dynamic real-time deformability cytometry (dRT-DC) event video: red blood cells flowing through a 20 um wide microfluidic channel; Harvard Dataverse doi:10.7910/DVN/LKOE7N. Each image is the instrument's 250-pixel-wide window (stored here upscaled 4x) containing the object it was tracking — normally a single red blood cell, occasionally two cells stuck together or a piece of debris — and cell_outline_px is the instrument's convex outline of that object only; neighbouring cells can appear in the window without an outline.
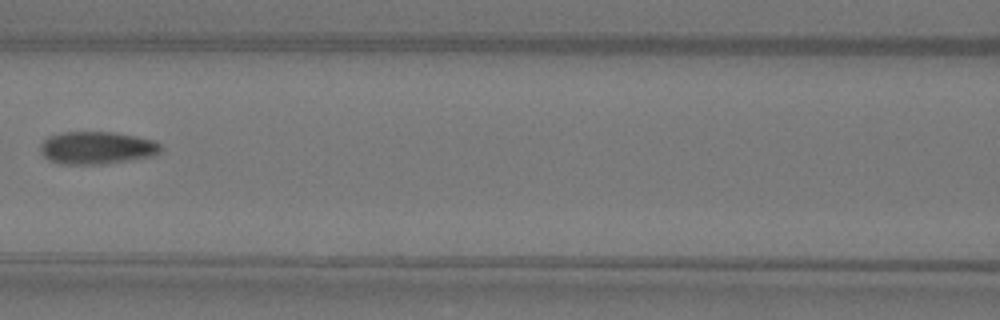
{"species": "Egyptian fruit bat (a non-hibernating species)", "species_latin": "Rousettus aegyptiacus", "temperature_condition": "warm", "stored_images_in_passage": 3, "camera_frame_rate_fps": 3000, "um_per_image_px": 0.085, "animal": {"sex": "female"}, "frame": {"image": 1, "passage_image": 3, "time_ms": 0.667, "image_size_px": [1000, 320], "cell_outline_px": [[160, 152], [152, 156], [104, 164], [60, 164], [48, 160], [40, 152], [40, 144], [48, 136], [64, 132], [116, 132], [136, 136], [152, 140], [160, 144]], "centroid_in_image_um": [8.19, 12.56], "position_along_channel_um": 158.4, "area_um2": 22.89}}